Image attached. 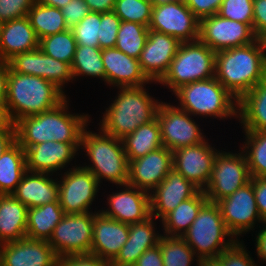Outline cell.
<instances>
[{"label": "cell", "mask_w": 266, "mask_h": 266, "mask_svg": "<svg viewBox=\"0 0 266 266\" xmlns=\"http://www.w3.org/2000/svg\"><path fill=\"white\" fill-rule=\"evenodd\" d=\"M68 99L69 96L55 108L23 117L15 123L16 141L24 150L47 141L80 144L81 134L90 124L91 117L70 112Z\"/></svg>", "instance_id": "cell-1"}, {"label": "cell", "mask_w": 266, "mask_h": 266, "mask_svg": "<svg viewBox=\"0 0 266 266\" xmlns=\"http://www.w3.org/2000/svg\"><path fill=\"white\" fill-rule=\"evenodd\" d=\"M265 68L266 43L262 39L215 54V78L237 100L263 81Z\"/></svg>", "instance_id": "cell-2"}, {"label": "cell", "mask_w": 266, "mask_h": 266, "mask_svg": "<svg viewBox=\"0 0 266 266\" xmlns=\"http://www.w3.org/2000/svg\"><path fill=\"white\" fill-rule=\"evenodd\" d=\"M117 89L115 99L99 119L98 128L122 140L139 126L153 121L162 101L150 95L145 85Z\"/></svg>", "instance_id": "cell-3"}, {"label": "cell", "mask_w": 266, "mask_h": 266, "mask_svg": "<svg viewBox=\"0 0 266 266\" xmlns=\"http://www.w3.org/2000/svg\"><path fill=\"white\" fill-rule=\"evenodd\" d=\"M67 98L66 93L42 77L19 74L9 68L5 111L15 124L23 117L49 111Z\"/></svg>", "instance_id": "cell-4"}, {"label": "cell", "mask_w": 266, "mask_h": 266, "mask_svg": "<svg viewBox=\"0 0 266 266\" xmlns=\"http://www.w3.org/2000/svg\"><path fill=\"white\" fill-rule=\"evenodd\" d=\"M87 127L88 125L81 134L80 150L87 153L85 156L88 157L89 164L85 162L81 166L89 170L99 184L103 183V180L115 184L116 187L127 184L129 161L123 141L100 128L97 129V133Z\"/></svg>", "instance_id": "cell-5"}, {"label": "cell", "mask_w": 266, "mask_h": 266, "mask_svg": "<svg viewBox=\"0 0 266 266\" xmlns=\"http://www.w3.org/2000/svg\"><path fill=\"white\" fill-rule=\"evenodd\" d=\"M173 94L178 99V105H175L193 117L197 116L196 120L199 117L237 118L238 100L215 77L185 84Z\"/></svg>", "instance_id": "cell-6"}, {"label": "cell", "mask_w": 266, "mask_h": 266, "mask_svg": "<svg viewBox=\"0 0 266 266\" xmlns=\"http://www.w3.org/2000/svg\"><path fill=\"white\" fill-rule=\"evenodd\" d=\"M182 238L199 259L217 258L236 241L225 226L219 206L209 201L201 207Z\"/></svg>", "instance_id": "cell-7"}, {"label": "cell", "mask_w": 266, "mask_h": 266, "mask_svg": "<svg viewBox=\"0 0 266 266\" xmlns=\"http://www.w3.org/2000/svg\"><path fill=\"white\" fill-rule=\"evenodd\" d=\"M215 54L199 39L180 43L164 77L158 82L174 92L179 87L195 81L215 77Z\"/></svg>", "instance_id": "cell-8"}, {"label": "cell", "mask_w": 266, "mask_h": 266, "mask_svg": "<svg viewBox=\"0 0 266 266\" xmlns=\"http://www.w3.org/2000/svg\"><path fill=\"white\" fill-rule=\"evenodd\" d=\"M238 152H218L209 183L203 190L209 202L229 197L251 180L246 157L240 148Z\"/></svg>", "instance_id": "cell-9"}, {"label": "cell", "mask_w": 266, "mask_h": 266, "mask_svg": "<svg viewBox=\"0 0 266 266\" xmlns=\"http://www.w3.org/2000/svg\"><path fill=\"white\" fill-rule=\"evenodd\" d=\"M57 176H60V179L58 178V200L64 213L93 212L91 205L101 187L96 177L80 164H75Z\"/></svg>", "instance_id": "cell-10"}, {"label": "cell", "mask_w": 266, "mask_h": 266, "mask_svg": "<svg viewBox=\"0 0 266 266\" xmlns=\"http://www.w3.org/2000/svg\"><path fill=\"white\" fill-rule=\"evenodd\" d=\"M156 118L160 125L162 144L172 152L182 147L200 144L207 139L194 117L175 104L162 101Z\"/></svg>", "instance_id": "cell-11"}, {"label": "cell", "mask_w": 266, "mask_h": 266, "mask_svg": "<svg viewBox=\"0 0 266 266\" xmlns=\"http://www.w3.org/2000/svg\"><path fill=\"white\" fill-rule=\"evenodd\" d=\"M93 223L94 212L65 214L48 240L58 258L90 253Z\"/></svg>", "instance_id": "cell-12"}, {"label": "cell", "mask_w": 266, "mask_h": 266, "mask_svg": "<svg viewBox=\"0 0 266 266\" xmlns=\"http://www.w3.org/2000/svg\"><path fill=\"white\" fill-rule=\"evenodd\" d=\"M216 204L219 206L226 228L236 240H240L241 235L244 236L247 232L249 234L252 229L255 230L259 223L261 225L265 223L257 209L252 179Z\"/></svg>", "instance_id": "cell-13"}, {"label": "cell", "mask_w": 266, "mask_h": 266, "mask_svg": "<svg viewBox=\"0 0 266 266\" xmlns=\"http://www.w3.org/2000/svg\"><path fill=\"white\" fill-rule=\"evenodd\" d=\"M198 39L218 52L248 45L257 38L248 24L214 14L199 20Z\"/></svg>", "instance_id": "cell-14"}, {"label": "cell", "mask_w": 266, "mask_h": 266, "mask_svg": "<svg viewBox=\"0 0 266 266\" xmlns=\"http://www.w3.org/2000/svg\"><path fill=\"white\" fill-rule=\"evenodd\" d=\"M149 29L173 36L180 43L198 40L199 19L184 0L153 5Z\"/></svg>", "instance_id": "cell-15"}, {"label": "cell", "mask_w": 266, "mask_h": 266, "mask_svg": "<svg viewBox=\"0 0 266 266\" xmlns=\"http://www.w3.org/2000/svg\"><path fill=\"white\" fill-rule=\"evenodd\" d=\"M7 62L11 71L42 77L64 93L65 84L74 81L70 64L47 56L39 47L14 55Z\"/></svg>", "instance_id": "cell-16"}, {"label": "cell", "mask_w": 266, "mask_h": 266, "mask_svg": "<svg viewBox=\"0 0 266 266\" xmlns=\"http://www.w3.org/2000/svg\"><path fill=\"white\" fill-rule=\"evenodd\" d=\"M208 140L173 151V169L200 190H204L209 183L215 158L220 151Z\"/></svg>", "instance_id": "cell-17"}, {"label": "cell", "mask_w": 266, "mask_h": 266, "mask_svg": "<svg viewBox=\"0 0 266 266\" xmlns=\"http://www.w3.org/2000/svg\"><path fill=\"white\" fill-rule=\"evenodd\" d=\"M119 188L107 196L108 208L100 209L102 214L126 224L143 222L151 216L150 193L128 184Z\"/></svg>", "instance_id": "cell-18"}, {"label": "cell", "mask_w": 266, "mask_h": 266, "mask_svg": "<svg viewBox=\"0 0 266 266\" xmlns=\"http://www.w3.org/2000/svg\"><path fill=\"white\" fill-rule=\"evenodd\" d=\"M25 153L27 171L57 176L81 152L80 144L47 141L28 147Z\"/></svg>", "instance_id": "cell-19"}, {"label": "cell", "mask_w": 266, "mask_h": 266, "mask_svg": "<svg viewBox=\"0 0 266 266\" xmlns=\"http://www.w3.org/2000/svg\"><path fill=\"white\" fill-rule=\"evenodd\" d=\"M172 163L173 152L164 146L131 160L127 184L150 193L173 169Z\"/></svg>", "instance_id": "cell-20"}, {"label": "cell", "mask_w": 266, "mask_h": 266, "mask_svg": "<svg viewBox=\"0 0 266 266\" xmlns=\"http://www.w3.org/2000/svg\"><path fill=\"white\" fill-rule=\"evenodd\" d=\"M180 42L173 36L149 29L145 46L138 58L146 77L157 84L167 73Z\"/></svg>", "instance_id": "cell-21"}, {"label": "cell", "mask_w": 266, "mask_h": 266, "mask_svg": "<svg viewBox=\"0 0 266 266\" xmlns=\"http://www.w3.org/2000/svg\"><path fill=\"white\" fill-rule=\"evenodd\" d=\"M58 256L47 240L23 238L0 244L2 266H56Z\"/></svg>", "instance_id": "cell-22"}, {"label": "cell", "mask_w": 266, "mask_h": 266, "mask_svg": "<svg viewBox=\"0 0 266 266\" xmlns=\"http://www.w3.org/2000/svg\"><path fill=\"white\" fill-rule=\"evenodd\" d=\"M200 189L172 169L150 192V214L159 222L181 202L193 197Z\"/></svg>", "instance_id": "cell-23"}, {"label": "cell", "mask_w": 266, "mask_h": 266, "mask_svg": "<svg viewBox=\"0 0 266 266\" xmlns=\"http://www.w3.org/2000/svg\"><path fill=\"white\" fill-rule=\"evenodd\" d=\"M105 85L117 87H141L153 84L143 73L138 59L128 56L116 47L102 50Z\"/></svg>", "instance_id": "cell-24"}, {"label": "cell", "mask_w": 266, "mask_h": 266, "mask_svg": "<svg viewBox=\"0 0 266 266\" xmlns=\"http://www.w3.org/2000/svg\"><path fill=\"white\" fill-rule=\"evenodd\" d=\"M95 209L90 253L111 263L128 240L129 224L107 217Z\"/></svg>", "instance_id": "cell-25"}, {"label": "cell", "mask_w": 266, "mask_h": 266, "mask_svg": "<svg viewBox=\"0 0 266 266\" xmlns=\"http://www.w3.org/2000/svg\"><path fill=\"white\" fill-rule=\"evenodd\" d=\"M155 220L150 216L143 222L129 224L128 240L110 266H134L146 250L158 245L162 233L157 230Z\"/></svg>", "instance_id": "cell-26"}, {"label": "cell", "mask_w": 266, "mask_h": 266, "mask_svg": "<svg viewBox=\"0 0 266 266\" xmlns=\"http://www.w3.org/2000/svg\"><path fill=\"white\" fill-rule=\"evenodd\" d=\"M52 176L56 177L52 174L27 171L11 195L27 208L59 202L58 177Z\"/></svg>", "instance_id": "cell-27"}, {"label": "cell", "mask_w": 266, "mask_h": 266, "mask_svg": "<svg viewBox=\"0 0 266 266\" xmlns=\"http://www.w3.org/2000/svg\"><path fill=\"white\" fill-rule=\"evenodd\" d=\"M39 41L27 16L6 21L0 35V60L8 61L14 55L34 50Z\"/></svg>", "instance_id": "cell-28"}, {"label": "cell", "mask_w": 266, "mask_h": 266, "mask_svg": "<svg viewBox=\"0 0 266 266\" xmlns=\"http://www.w3.org/2000/svg\"><path fill=\"white\" fill-rule=\"evenodd\" d=\"M237 119L244 131H266V84L263 81L238 100Z\"/></svg>", "instance_id": "cell-29"}, {"label": "cell", "mask_w": 266, "mask_h": 266, "mask_svg": "<svg viewBox=\"0 0 266 266\" xmlns=\"http://www.w3.org/2000/svg\"><path fill=\"white\" fill-rule=\"evenodd\" d=\"M27 210L11 194L0 195V244L26 237Z\"/></svg>", "instance_id": "cell-30"}, {"label": "cell", "mask_w": 266, "mask_h": 266, "mask_svg": "<svg viewBox=\"0 0 266 266\" xmlns=\"http://www.w3.org/2000/svg\"><path fill=\"white\" fill-rule=\"evenodd\" d=\"M208 201L205 192L199 190L193 197L181 202L173 211L168 213L162 222V235L182 237L189 229L201 207Z\"/></svg>", "instance_id": "cell-31"}, {"label": "cell", "mask_w": 266, "mask_h": 266, "mask_svg": "<svg viewBox=\"0 0 266 266\" xmlns=\"http://www.w3.org/2000/svg\"><path fill=\"white\" fill-rule=\"evenodd\" d=\"M64 215L59 202L28 208L26 237L48 241Z\"/></svg>", "instance_id": "cell-32"}, {"label": "cell", "mask_w": 266, "mask_h": 266, "mask_svg": "<svg viewBox=\"0 0 266 266\" xmlns=\"http://www.w3.org/2000/svg\"><path fill=\"white\" fill-rule=\"evenodd\" d=\"M26 172L25 150L15 141L0 156V195L12 194Z\"/></svg>", "instance_id": "cell-33"}, {"label": "cell", "mask_w": 266, "mask_h": 266, "mask_svg": "<svg viewBox=\"0 0 266 266\" xmlns=\"http://www.w3.org/2000/svg\"><path fill=\"white\" fill-rule=\"evenodd\" d=\"M122 141L129 162L163 147L157 118L139 126Z\"/></svg>", "instance_id": "cell-34"}, {"label": "cell", "mask_w": 266, "mask_h": 266, "mask_svg": "<svg viewBox=\"0 0 266 266\" xmlns=\"http://www.w3.org/2000/svg\"><path fill=\"white\" fill-rule=\"evenodd\" d=\"M71 70L74 81L81 77L100 79L105 83V70L102 60V49L77 45ZM81 76V77H80Z\"/></svg>", "instance_id": "cell-35"}, {"label": "cell", "mask_w": 266, "mask_h": 266, "mask_svg": "<svg viewBox=\"0 0 266 266\" xmlns=\"http://www.w3.org/2000/svg\"><path fill=\"white\" fill-rule=\"evenodd\" d=\"M27 17L39 40L67 30L63 14L56 7L35 2L33 7L28 11Z\"/></svg>", "instance_id": "cell-36"}, {"label": "cell", "mask_w": 266, "mask_h": 266, "mask_svg": "<svg viewBox=\"0 0 266 266\" xmlns=\"http://www.w3.org/2000/svg\"><path fill=\"white\" fill-rule=\"evenodd\" d=\"M243 151L251 177H266V131H243Z\"/></svg>", "instance_id": "cell-37"}, {"label": "cell", "mask_w": 266, "mask_h": 266, "mask_svg": "<svg viewBox=\"0 0 266 266\" xmlns=\"http://www.w3.org/2000/svg\"><path fill=\"white\" fill-rule=\"evenodd\" d=\"M149 34V27L136 22L121 21L115 47L138 59Z\"/></svg>", "instance_id": "cell-38"}, {"label": "cell", "mask_w": 266, "mask_h": 266, "mask_svg": "<svg viewBox=\"0 0 266 266\" xmlns=\"http://www.w3.org/2000/svg\"><path fill=\"white\" fill-rule=\"evenodd\" d=\"M163 266H191L194 261L199 262L192 248L182 237L162 235L159 239Z\"/></svg>", "instance_id": "cell-39"}, {"label": "cell", "mask_w": 266, "mask_h": 266, "mask_svg": "<svg viewBox=\"0 0 266 266\" xmlns=\"http://www.w3.org/2000/svg\"><path fill=\"white\" fill-rule=\"evenodd\" d=\"M77 43L72 30L46 36L39 41V48L50 57L71 65L76 51Z\"/></svg>", "instance_id": "cell-40"}, {"label": "cell", "mask_w": 266, "mask_h": 266, "mask_svg": "<svg viewBox=\"0 0 266 266\" xmlns=\"http://www.w3.org/2000/svg\"><path fill=\"white\" fill-rule=\"evenodd\" d=\"M153 3L150 0H116L113 12L121 21L136 22L149 27Z\"/></svg>", "instance_id": "cell-41"}, {"label": "cell", "mask_w": 266, "mask_h": 266, "mask_svg": "<svg viewBox=\"0 0 266 266\" xmlns=\"http://www.w3.org/2000/svg\"><path fill=\"white\" fill-rule=\"evenodd\" d=\"M100 12H90L73 29L77 45L99 47Z\"/></svg>", "instance_id": "cell-42"}, {"label": "cell", "mask_w": 266, "mask_h": 266, "mask_svg": "<svg viewBox=\"0 0 266 266\" xmlns=\"http://www.w3.org/2000/svg\"><path fill=\"white\" fill-rule=\"evenodd\" d=\"M217 14L253 29V0H223Z\"/></svg>", "instance_id": "cell-43"}, {"label": "cell", "mask_w": 266, "mask_h": 266, "mask_svg": "<svg viewBox=\"0 0 266 266\" xmlns=\"http://www.w3.org/2000/svg\"><path fill=\"white\" fill-rule=\"evenodd\" d=\"M121 19L113 12L101 13L99 30V48L115 47Z\"/></svg>", "instance_id": "cell-44"}, {"label": "cell", "mask_w": 266, "mask_h": 266, "mask_svg": "<svg viewBox=\"0 0 266 266\" xmlns=\"http://www.w3.org/2000/svg\"><path fill=\"white\" fill-rule=\"evenodd\" d=\"M243 240H236L229 248L225 249L218 258L224 266H261L251 257Z\"/></svg>", "instance_id": "cell-45"}, {"label": "cell", "mask_w": 266, "mask_h": 266, "mask_svg": "<svg viewBox=\"0 0 266 266\" xmlns=\"http://www.w3.org/2000/svg\"><path fill=\"white\" fill-rule=\"evenodd\" d=\"M35 0H0V18L6 22L28 15Z\"/></svg>", "instance_id": "cell-46"}, {"label": "cell", "mask_w": 266, "mask_h": 266, "mask_svg": "<svg viewBox=\"0 0 266 266\" xmlns=\"http://www.w3.org/2000/svg\"><path fill=\"white\" fill-rule=\"evenodd\" d=\"M60 10L63 14L66 27L70 30L90 13L88 4L84 0H71Z\"/></svg>", "instance_id": "cell-47"}, {"label": "cell", "mask_w": 266, "mask_h": 266, "mask_svg": "<svg viewBox=\"0 0 266 266\" xmlns=\"http://www.w3.org/2000/svg\"><path fill=\"white\" fill-rule=\"evenodd\" d=\"M56 266H110V263L95 254L83 253L60 257Z\"/></svg>", "instance_id": "cell-48"}, {"label": "cell", "mask_w": 266, "mask_h": 266, "mask_svg": "<svg viewBox=\"0 0 266 266\" xmlns=\"http://www.w3.org/2000/svg\"><path fill=\"white\" fill-rule=\"evenodd\" d=\"M223 0H184L187 7L200 20L217 14Z\"/></svg>", "instance_id": "cell-49"}, {"label": "cell", "mask_w": 266, "mask_h": 266, "mask_svg": "<svg viewBox=\"0 0 266 266\" xmlns=\"http://www.w3.org/2000/svg\"><path fill=\"white\" fill-rule=\"evenodd\" d=\"M253 32L257 39H266V0H253Z\"/></svg>", "instance_id": "cell-50"}, {"label": "cell", "mask_w": 266, "mask_h": 266, "mask_svg": "<svg viewBox=\"0 0 266 266\" xmlns=\"http://www.w3.org/2000/svg\"><path fill=\"white\" fill-rule=\"evenodd\" d=\"M251 179L259 215L266 223V177H251Z\"/></svg>", "instance_id": "cell-51"}, {"label": "cell", "mask_w": 266, "mask_h": 266, "mask_svg": "<svg viewBox=\"0 0 266 266\" xmlns=\"http://www.w3.org/2000/svg\"><path fill=\"white\" fill-rule=\"evenodd\" d=\"M134 266H163V258L160 246L157 245L146 250L138 259Z\"/></svg>", "instance_id": "cell-52"}, {"label": "cell", "mask_w": 266, "mask_h": 266, "mask_svg": "<svg viewBox=\"0 0 266 266\" xmlns=\"http://www.w3.org/2000/svg\"><path fill=\"white\" fill-rule=\"evenodd\" d=\"M16 141V127L12 122L0 127V156Z\"/></svg>", "instance_id": "cell-53"}, {"label": "cell", "mask_w": 266, "mask_h": 266, "mask_svg": "<svg viewBox=\"0 0 266 266\" xmlns=\"http://www.w3.org/2000/svg\"><path fill=\"white\" fill-rule=\"evenodd\" d=\"M259 230L258 233H256V237L254 239L255 241V247H256V251L255 253H257V258H260V261L264 263H266V223H264L261 227L259 224ZM262 228V229H261Z\"/></svg>", "instance_id": "cell-54"}, {"label": "cell", "mask_w": 266, "mask_h": 266, "mask_svg": "<svg viewBox=\"0 0 266 266\" xmlns=\"http://www.w3.org/2000/svg\"><path fill=\"white\" fill-rule=\"evenodd\" d=\"M9 65L7 61L0 60V104L5 105L8 87Z\"/></svg>", "instance_id": "cell-55"}, {"label": "cell", "mask_w": 266, "mask_h": 266, "mask_svg": "<svg viewBox=\"0 0 266 266\" xmlns=\"http://www.w3.org/2000/svg\"><path fill=\"white\" fill-rule=\"evenodd\" d=\"M90 12H111L114 9L116 0H84Z\"/></svg>", "instance_id": "cell-56"}, {"label": "cell", "mask_w": 266, "mask_h": 266, "mask_svg": "<svg viewBox=\"0 0 266 266\" xmlns=\"http://www.w3.org/2000/svg\"><path fill=\"white\" fill-rule=\"evenodd\" d=\"M71 0H35V2L51 7H56L58 9L63 8Z\"/></svg>", "instance_id": "cell-57"}, {"label": "cell", "mask_w": 266, "mask_h": 266, "mask_svg": "<svg viewBox=\"0 0 266 266\" xmlns=\"http://www.w3.org/2000/svg\"><path fill=\"white\" fill-rule=\"evenodd\" d=\"M195 266H224L223 262L217 258L200 259Z\"/></svg>", "instance_id": "cell-58"}, {"label": "cell", "mask_w": 266, "mask_h": 266, "mask_svg": "<svg viewBox=\"0 0 266 266\" xmlns=\"http://www.w3.org/2000/svg\"><path fill=\"white\" fill-rule=\"evenodd\" d=\"M9 122V119L6 115L5 107L0 104V127L6 125Z\"/></svg>", "instance_id": "cell-59"}, {"label": "cell", "mask_w": 266, "mask_h": 266, "mask_svg": "<svg viewBox=\"0 0 266 266\" xmlns=\"http://www.w3.org/2000/svg\"><path fill=\"white\" fill-rule=\"evenodd\" d=\"M178 1H183V0H153L152 3L153 5H160L165 3H174Z\"/></svg>", "instance_id": "cell-60"}, {"label": "cell", "mask_w": 266, "mask_h": 266, "mask_svg": "<svg viewBox=\"0 0 266 266\" xmlns=\"http://www.w3.org/2000/svg\"><path fill=\"white\" fill-rule=\"evenodd\" d=\"M3 23H4V21L0 18V35L2 32Z\"/></svg>", "instance_id": "cell-61"}, {"label": "cell", "mask_w": 266, "mask_h": 266, "mask_svg": "<svg viewBox=\"0 0 266 266\" xmlns=\"http://www.w3.org/2000/svg\"><path fill=\"white\" fill-rule=\"evenodd\" d=\"M263 82L266 84V68H265V72L263 74Z\"/></svg>", "instance_id": "cell-62"}]
</instances>
